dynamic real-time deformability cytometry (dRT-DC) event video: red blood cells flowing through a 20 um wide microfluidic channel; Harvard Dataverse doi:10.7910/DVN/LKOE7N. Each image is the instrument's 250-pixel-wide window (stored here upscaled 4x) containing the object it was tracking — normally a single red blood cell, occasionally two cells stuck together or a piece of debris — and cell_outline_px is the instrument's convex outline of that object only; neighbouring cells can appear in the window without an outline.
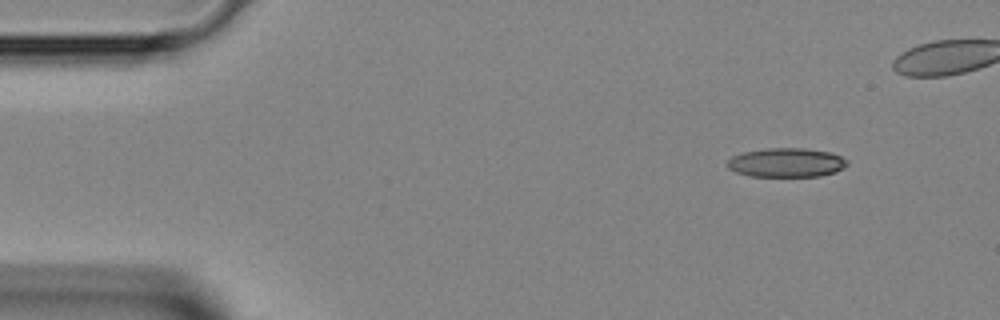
{"species": "Egyptian fruit bat (a non-hibernating species)", "species_latin": "Rousettus aegyptiacus", "temperature_condition": "room temperature", "stored_images_in_passage": 7, "camera_frame_rate_fps": 3000, "um_per_image_px": 0.085, "animal": {"sex": "female"}, "frame": {"image": 1, "passage_image": 1, "time_ms": 0.0, "image_size_px": [1000, 320], "cell_outline_px": [[848, 164], [844, 168], [836, 172], [820, 176], [748, 176], [736, 172], [728, 168], [728, 160], [732, 156], [744, 152], [768, 148], [804, 148], [828, 152], [840, 156], [848, 160]], "centroid_in_image_um": [66.86, 13.82], "position_along_channel_um": 18.1, "area_um2": 20.29}}